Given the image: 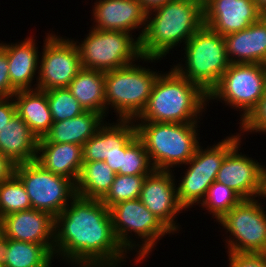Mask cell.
Returning a JSON list of instances; mask_svg holds the SVG:
<instances>
[{
  "label": "cell",
  "instance_id": "cell-1",
  "mask_svg": "<svg viewBox=\"0 0 266 267\" xmlns=\"http://www.w3.org/2000/svg\"><path fill=\"white\" fill-rule=\"evenodd\" d=\"M54 256L71 267H121L129 258L114 234L109 208L80 196L55 217Z\"/></svg>",
  "mask_w": 266,
  "mask_h": 267
},
{
  "label": "cell",
  "instance_id": "cell-2",
  "mask_svg": "<svg viewBox=\"0 0 266 267\" xmlns=\"http://www.w3.org/2000/svg\"><path fill=\"white\" fill-rule=\"evenodd\" d=\"M204 26L203 0H171L147 14L142 56L163 59Z\"/></svg>",
  "mask_w": 266,
  "mask_h": 267
},
{
  "label": "cell",
  "instance_id": "cell-3",
  "mask_svg": "<svg viewBox=\"0 0 266 267\" xmlns=\"http://www.w3.org/2000/svg\"><path fill=\"white\" fill-rule=\"evenodd\" d=\"M169 70L158 76L144 111L134 122L194 123L202 120L209 105L208 94L173 68Z\"/></svg>",
  "mask_w": 266,
  "mask_h": 267
},
{
  "label": "cell",
  "instance_id": "cell-4",
  "mask_svg": "<svg viewBox=\"0 0 266 267\" xmlns=\"http://www.w3.org/2000/svg\"><path fill=\"white\" fill-rule=\"evenodd\" d=\"M199 122H135L138 138L143 142L155 170L171 171L185 165L200 145ZM172 168V169H171Z\"/></svg>",
  "mask_w": 266,
  "mask_h": 267
},
{
  "label": "cell",
  "instance_id": "cell-5",
  "mask_svg": "<svg viewBox=\"0 0 266 267\" xmlns=\"http://www.w3.org/2000/svg\"><path fill=\"white\" fill-rule=\"evenodd\" d=\"M183 62L170 65L180 76L200 86L207 94L229 67L224 37L203 26L184 44Z\"/></svg>",
  "mask_w": 266,
  "mask_h": 267
},
{
  "label": "cell",
  "instance_id": "cell-6",
  "mask_svg": "<svg viewBox=\"0 0 266 267\" xmlns=\"http://www.w3.org/2000/svg\"><path fill=\"white\" fill-rule=\"evenodd\" d=\"M131 63L127 66L105 72L106 117L113 108L119 120H135L144 111L153 86L161 74Z\"/></svg>",
  "mask_w": 266,
  "mask_h": 267
},
{
  "label": "cell",
  "instance_id": "cell-7",
  "mask_svg": "<svg viewBox=\"0 0 266 267\" xmlns=\"http://www.w3.org/2000/svg\"><path fill=\"white\" fill-rule=\"evenodd\" d=\"M133 36L125 31L98 30L91 27L81 43L74 41L82 67L108 72L135 62L143 61L144 64L162 60L142 56L140 40Z\"/></svg>",
  "mask_w": 266,
  "mask_h": 267
},
{
  "label": "cell",
  "instance_id": "cell-8",
  "mask_svg": "<svg viewBox=\"0 0 266 267\" xmlns=\"http://www.w3.org/2000/svg\"><path fill=\"white\" fill-rule=\"evenodd\" d=\"M109 210L118 242L128 254L134 250L137 252L136 258L133 259L136 263H142L143 259L151 255L157 242L172 233L139 198L120 202ZM133 235L138 238V241L133 239Z\"/></svg>",
  "mask_w": 266,
  "mask_h": 267
},
{
  "label": "cell",
  "instance_id": "cell-9",
  "mask_svg": "<svg viewBox=\"0 0 266 267\" xmlns=\"http://www.w3.org/2000/svg\"><path fill=\"white\" fill-rule=\"evenodd\" d=\"M241 137L240 133L230 134L210 147L198 146L194 156L184 165H187V171L184 170V175L177 181L178 201L185 210L200 205L216 180L225 156L242 140Z\"/></svg>",
  "mask_w": 266,
  "mask_h": 267
},
{
  "label": "cell",
  "instance_id": "cell-10",
  "mask_svg": "<svg viewBox=\"0 0 266 267\" xmlns=\"http://www.w3.org/2000/svg\"><path fill=\"white\" fill-rule=\"evenodd\" d=\"M266 92V65L230 64L218 84L208 94V102L220 101L239 110L240 124L257 107ZM215 99V100H214Z\"/></svg>",
  "mask_w": 266,
  "mask_h": 267
},
{
  "label": "cell",
  "instance_id": "cell-11",
  "mask_svg": "<svg viewBox=\"0 0 266 267\" xmlns=\"http://www.w3.org/2000/svg\"><path fill=\"white\" fill-rule=\"evenodd\" d=\"M265 198L242 200L218 221L229 232L226 252L266 253V208L260 201Z\"/></svg>",
  "mask_w": 266,
  "mask_h": 267
},
{
  "label": "cell",
  "instance_id": "cell-12",
  "mask_svg": "<svg viewBox=\"0 0 266 267\" xmlns=\"http://www.w3.org/2000/svg\"><path fill=\"white\" fill-rule=\"evenodd\" d=\"M15 175L24 184L33 209L59 215L77 196L76 184L44 169L35 160L17 164Z\"/></svg>",
  "mask_w": 266,
  "mask_h": 267
},
{
  "label": "cell",
  "instance_id": "cell-13",
  "mask_svg": "<svg viewBox=\"0 0 266 267\" xmlns=\"http://www.w3.org/2000/svg\"><path fill=\"white\" fill-rule=\"evenodd\" d=\"M40 53L37 89L46 91L68 88L70 82L83 68L74 39L47 33Z\"/></svg>",
  "mask_w": 266,
  "mask_h": 267
},
{
  "label": "cell",
  "instance_id": "cell-14",
  "mask_svg": "<svg viewBox=\"0 0 266 267\" xmlns=\"http://www.w3.org/2000/svg\"><path fill=\"white\" fill-rule=\"evenodd\" d=\"M241 143L242 141L225 156L215 181L230 187L243 200L264 197L266 166L239 152Z\"/></svg>",
  "mask_w": 266,
  "mask_h": 267
},
{
  "label": "cell",
  "instance_id": "cell-15",
  "mask_svg": "<svg viewBox=\"0 0 266 267\" xmlns=\"http://www.w3.org/2000/svg\"><path fill=\"white\" fill-rule=\"evenodd\" d=\"M171 171L154 170L147 175L142 184L139 200L174 235L179 233L180 224L176 223L178 214L187 211L179 203L177 182ZM178 231V232H177Z\"/></svg>",
  "mask_w": 266,
  "mask_h": 267
},
{
  "label": "cell",
  "instance_id": "cell-16",
  "mask_svg": "<svg viewBox=\"0 0 266 267\" xmlns=\"http://www.w3.org/2000/svg\"><path fill=\"white\" fill-rule=\"evenodd\" d=\"M204 25L225 36L242 31L263 13L255 0H203Z\"/></svg>",
  "mask_w": 266,
  "mask_h": 267
},
{
  "label": "cell",
  "instance_id": "cell-17",
  "mask_svg": "<svg viewBox=\"0 0 266 267\" xmlns=\"http://www.w3.org/2000/svg\"><path fill=\"white\" fill-rule=\"evenodd\" d=\"M93 28L98 30L139 31L140 40L148 12L140 0H96L92 7ZM95 24V25H94Z\"/></svg>",
  "mask_w": 266,
  "mask_h": 267
},
{
  "label": "cell",
  "instance_id": "cell-18",
  "mask_svg": "<svg viewBox=\"0 0 266 267\" xmlns=\"http://www.w3.org/2000/svg\"><path fill=\"white\" fill-rule=\"evenodd\" d=\"M4 237L17 241L54 244L55 217L46 211L28 209L2 218Z\"/></svg>",
  "mask_w": 266,
  "mask_h": 267
},
{
  "label": "cell",
  "instance_id": "cell-19",
  "mask_svg": "<svg viewBox=\"0 0 266 267\" xmlns=\"http://www.w3.org/2000/svg\"><path fill=\"white\" fill-rule=\"evenodd\" d=\"M33 38L30 36L21 42L0 43L6 49L10 82L16 91L37 89L40 52Z\"/></svg>",
  "mask_w": 266,
  "mask_h": 267
},
{
  "label": "cell",
  "instance_id": "cell-20",
  "mask_svg": "<svg viewBox=\"0 0 266 267\" xmlns=\"http://www.w3.org/2000/svg\"><path fill=\"white\" fill-rule=\"evenodd\" d=\"M105 123L82 146L83 162L105 161L121 149L137 134L134 120H116Z\"/></svg>",
  "mask_w": 266,
  "mask_h": 267
},
{
  "label": "cell",
  "instance_id": "cell-21",
  "mask_svg": "<svg viewBox=\"0 0 266 267\" xmlns=\"http://www.w3.org/2000/svg\"><path fill=\"white\" fill-rule=\"evenodd\" d=\"M223 37L230 64L266 65V19L264 16L248 28Z\"/></svg>",
  "mask_w": 266,
  "mask_h": 267
},
{
  "label": "cell",
  "instance_id": "cell-22",
  "mask_svg": "<svg viewBox=\"0 0 266 267\" xmlns=\"http://www.w3.org/2000/svg\"><path fill=\"white\" fill-rule=\"evenodd\" d=\"M35 161L44 169L76 184L83 164L82 146L72 143H38Z\"/></svg>",
  "mask_w": 266,
  "mask_h": 267
},
{
  "label": "cell",
  "instance_id": "cell-23",
  "mask_svg": "<svg viewBox=\"0 0 266 267\" xmlns=\"http://www.w3.org/2000/svg\"><path fill=\"white\" fill-rule=\"evenodd\" d=\"M39 139L16 114L0 130V153L15 165L34 161Z\"/></svg>",
  "mask_w": 266,
  "mask_h": 267
},
{
  "label": "cell",
  "instance_id": "cell-24",
  "mask_svg": "<svg viewBox=\"0 0 266 267\" xmlns=\"http://www.w3.org/2000/svg\"><path fill=\"white\" fill-rule=\"evenodd\" d=\"M98 112L85 111L81 115L53 122L50 131L38 143H72L83 146L105 123Z\"/></svg>",
  "mask_w": 266,
  "mask_h": 267
},
{
  "label": "cell",
  "instance_id": "cell-25",
  "mask_svg": "<svg viewBox=\"0 0 266 267\" xmlns=\"http://www.w3.org/2000/svg\"><path fill=\"white\" fill-rule=\"evenodd\" d=\"M0 260L2 267H52L54 244H37L3 238Z\"/></svg>",
  "mask_w": 266,
  "mask_h": 267
},
{
  "label": "cell",
  "instance_id": "cell-26",
  "mask_svg": "<svg viewBox=\"0 0 266 267\" xmlns=\"http://www.w3.org/2000/svg\"><path fill=\"white\" fill-rule=\"evenodd\" d=\"M13 99L17 114L38 139L43 138L53 124L46 92L40 89L21 90L13 95Z\"/></svg>",
  "mask_w": 266,
  "mask_h": 267
},
{
  "label": "cell",
  "instance_id": "cell-27",
  "mask_svg": "<svg viewBox=\"0 0 266 267\" xmlns=\"http://www.w3.org/2000/svg\"><path fill=\"white\" fill-rule=\"evenodd\" d=\"M105 72L82 68L68 89L85 111L98 112L106 117Z\"/></svg>",
  "mask_w": 266,
  "mask_h": 267
},
{
  "label": "cell",
  "instance_id": "cell-28",
  "mask_svg": "<svg viewBox=\"0 0 266 267\" xmlns=\"http://www.w3.org/2000/svg\"><path fill=\"white\" fill-rule=\"evenodd\" d=\"M116 173L104 162H83L76 182L77 196L101 200L114 182Z\"/></svg>",
  "mask_w": 266,
  "mask_h": 267
},
{
  "label": "cell",
  "instance_id": "cell-29",
  "mask_svg": "<svg viewBox=\"0 0 266 267\" xmlns=\"http://www.w3.org/2000/svg\"><path fill=\"white\" fill-rule=\"evenodd\" d=\"M243 199L230 187L214 181L208 188L204 199L201 201L202 208H205L212 218H215L216 223Z\"/></svg>",
  "mask_w": 266,
  "mask_h": 267
},
{
  "label": "cell",
  "instance_id": "cell-30",
  "mask_svg": "<svg viewBox=\"0 0 266 267\" xmlns=\"http://www.w3.org/2000/svg\"><path fill=\"white\" fill-rule=\"evenodd\" d=\"M32 209L28 194L21 180L14 174L0 183V218L11 213Z\"/></svg>",
  "mask_w": 266,
  "mask_h": 267
},
{
  "label": "cell",
  "instance_id": "cell-31",
  "mask_svg": "<svg viewBox=\"0 0 266 267\" xmlns=\"http://www.w3.org/2000/svg\"><path fill=\"white\" fill-rule=\"evenodd\" d=\"M153 167L143 142L136 134L126 145L122 168L116 173L121 175H149Z\"/></svg>",
  "mask_w": 266,
  "mask_h": 267
},
{
  "label": "cell",
  "instance_id": "cell-32",
  "mask_svg": "<svg viewBox=\"0 0 266 267\" xmlns=\"http://www.w3.org/2000/svg\"><path fill=\"white\" fill-rule=\"evenodd\" d=\"M146 176L116 174L114 182L101 202L110 209L120 202L139 198Z\"/></svg>",
  "mask_w": 266,
  "mask_h": 267
},
{
  "label": "cell",
  "instance_id": "cell-33",
  "mask_svg": "<svg viewBox=\"0 0 266 267\" xmlns=\"http://www.w3.org/2000/svg\"><path fill=\"white\" fill-rule=\"evenodd\" d=\"M45 92L53 122L71 119L85 112L68 88H55Z\"/></svg>",
  "mask_w": 266,
  "mask_h": 267
},
{
  "label": "cell",
  "instance_id": "cell-34",
  "mask_svg": "<svg viewBox=\"0 0 266 267\" xmlns=\"http://www.w3.org/2000/svg\"><path fill=\"white\" fill-rule=\"evenodd\" d=\"M240 134L262 133L266 135V92L251 114L240 123ZM243 133V134H242Z\"/></svg>",
  "mask_w": 266,
  "mask_h": 267
},
{
  "label": "cell",
  "instance_id": "cell-35",
  "mask_svg": "<svg viewBox=\"0 0 266 267\" xmlns=\"http://www.w3.org/2000/svg\"><path fill=\"white\" fill-rule=\"evenodd\" d=\"M229 267H266V253L227 252Z\"/></svg>",
  "mask_w": 266,
  "mask_h": 267
},
{
  "label": "cell",
  "instance_id": "cell-36",
  "mask_svg": "<svg viewBox=\"0 0 266 267\" xmlns=\"http://www.w3.org/2000/svg\"><path fill=\"white\" fill-rule=\"evenodd\" d=\"M16 92L10 82L6 49L0 44V98L13 97Z\"/></svg>",
  "mask_w": 266,
  "mask_h": 267
},
{
  "label": "cell",
  "instance_id": "cell-37",
  "mask_svg": "<svg viewBox=\"0 0 266 267\" xmlns=\"http://www.w3.org/2000/svg\"><path fill=\"white\" fill-rule=\"evenodd\" d=\"M17 114L13 97L0 98V130Z\"/></svg>",
  "mask_w": 266,
  "mask_h": 267
},
{
  "label": "cell",
  "instance_id": "cell-38",
  "mask_svg": "<svg viewBox=\"0 0 266 267\" xmlns=\"http://www.w3.org/2000/svg\"><path fill=\"white\" fill-rule=\"evenodd\" d=\"M16 165L0 153V183L10 179L15 174Z\"/></svg>",
  "mask_w": 266,
  "mask_h": 267
},
{
  "label": "cell",
  "instance_id": "cell-39",
  "mask_svg": "<svg viewBox=\"0 0 266 267\" xmlns=\"http://www.w3.org/2000/svg\"><path fill=\"white\" fill-rule=\"evenodd\" d=\"M123 154H125V146L121 149L120 154H114L105 159V163L117 173L122 168Z\"/></svg>",
  "mask_w": 266,
  "mask_h": 267
},
{
  "label": "cell",
  "instance_id": "cell-40",
  "mask_svg": "<svg viewBox=\"0 0 266 267\" xmlns=\"http://www.w3.org/2000/svg\"><path fill=\"white\" fill-rule=\"evenodd\" d=\"M143 3L144 9L149 12L159 6L164 5L171 0H140Z\"/></svg>",
  "mask_w": 266,
  "mask_h": 267
},
{
  "label": "cell",
  "instance_id": "cell-41",
  "mask_svg": "<svg viewBox=\"0 0 266 267\" xmlns=\"http://www.w3.org/2000/svg\"><path fill=\"white\" fill-rule=\"evenodd\" d=\"M259 10L264 14L266 12V0H255Z\"/></svg>",
  "mask_w": 266,
  "mask_h": 267
},
{
  "label": "cell",
  "instance_id": "cell-42",
  "mask_svg": "<svg viewBox=\"0 0 266 267\" xmlns=\"http://www.w3.org/2000/svg\"><path fill=\"white\" fill-rule=\"evenodd\" d=\"M4 237V232H3V222L2 219L0 218V247H1V243Z\"/></svg>",
  "mask_w": 266,
  "mask_h": 267
}]
</instances>
